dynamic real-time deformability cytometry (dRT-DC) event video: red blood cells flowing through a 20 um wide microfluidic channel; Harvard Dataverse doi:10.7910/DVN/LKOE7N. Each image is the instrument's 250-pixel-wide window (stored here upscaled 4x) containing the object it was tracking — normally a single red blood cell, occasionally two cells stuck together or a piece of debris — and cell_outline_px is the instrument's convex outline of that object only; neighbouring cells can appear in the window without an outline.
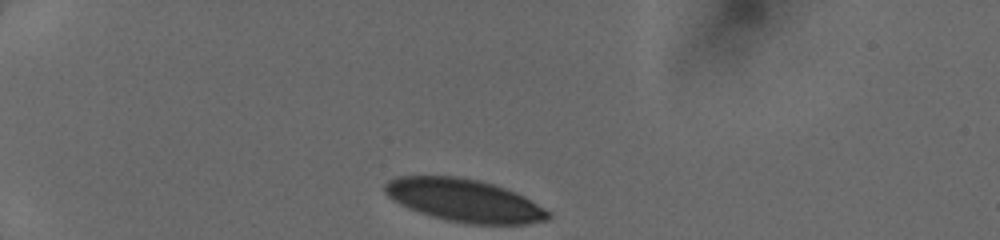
{"species": "human", "species_latin": "Homo sapiens", "temperature_condition": "cold", "stored_images_in_passage": 45, "camera_frame_rate_fps": 3000, "um_per_image_px": 0.085, "donor": {"sex": "female"}, "frame": {"image": 1, "passage_image": 1, "time_ms": 0.0, "image_size_px": [1000, 240], "cell_outline_px": [[552, 216], [548, 220], [528, 224], [468, 224], [448, 220], [432, 216], [408, 208], [392, 200], [384, 192], [384, 184], [388, 180], [396, 176], [460, 176], [480, 180], [516, 192], [524, 196], [552, 212]], "centroid_in_image_um": [39.48, 17.03], "position_along_channel_um": 45.5, "area_um2": 40.92}}
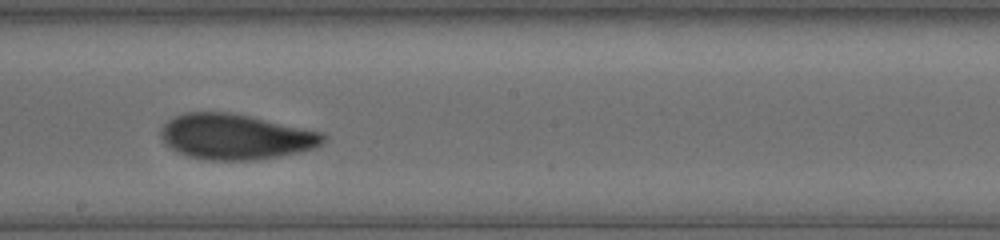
{"frame": {"image": 2, "passage_image": 29, "time_ms": 5.667, "image_size_px": [1000, 240], "cell_outline_px": [[324, 140], [316, 148], [300, 152], [280, 156], [256, 160], [208, 160], [188, 156], [176, 152], [164, 144], [160, 136], [160, 128], [168, 120], [184, 112], [228, 112], [248, 116], [324, 132]], "centroid_in_image_um": [19.99, 11.63], "position_along_channel_um": 228.2, "area_um2": 43.12}}
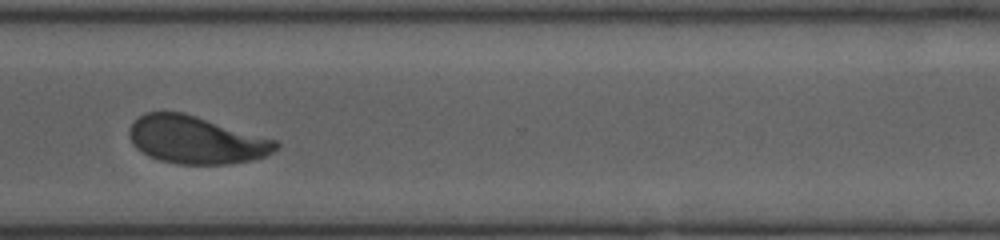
{"frame": {"image": 3, "passage_image": 44, "time_ms": 8.667, "image_size_px": [1000, 240], "cell_outline_px": [[280, 148], [268, 156], [252, 160], [228, 164], [176, 164], [160, 160], [148, 156], [136, 148], [132, 144], [128, 136], [128, 128], [144, 112], [184, 112], [276, 140], [280, 144]], "centroid_in_image_um": [16.67, 11.9], "position_along_channel_um": 353.9, "area_um2": 40.92}}